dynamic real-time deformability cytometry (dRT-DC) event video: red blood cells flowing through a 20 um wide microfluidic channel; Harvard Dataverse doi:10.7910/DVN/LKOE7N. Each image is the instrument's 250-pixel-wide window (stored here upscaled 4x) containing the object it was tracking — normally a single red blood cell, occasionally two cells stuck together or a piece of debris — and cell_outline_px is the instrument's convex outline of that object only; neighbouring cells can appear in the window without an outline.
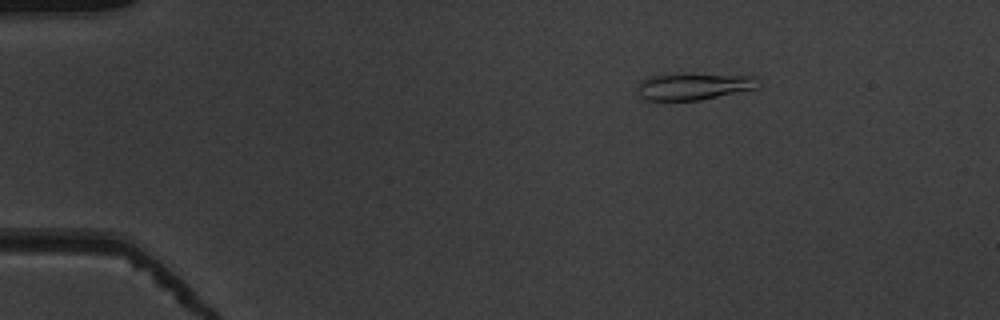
{"species": "common noctule bat (a hibernating species)", "species_latin": "Nyctalus noctula", "temperature_condition": "warm", "stored_images_in_passage": 45, "camera_frame_rate_fps": 3000, "um_per_image_px": 0.085, "animal": {"sex": "male", "body_mass_g": 19.5, "forearm_length_mm": 54.6}, "frame": {"image": 1, "passage_image": 1, "time_ms": 0.0, "image_size_px": [1000, 320], "cell_outline_px": [[764, 84], [760, 88], [700, 100], [644, 100], [640, 96], [636, 88], [648, 76], [676, 72], [692, 72], [756, 76]], "centroid_in_image_um": [59.06, 7.3], "position_along_channel_um": 25.9, "area_um2": 19.94}}
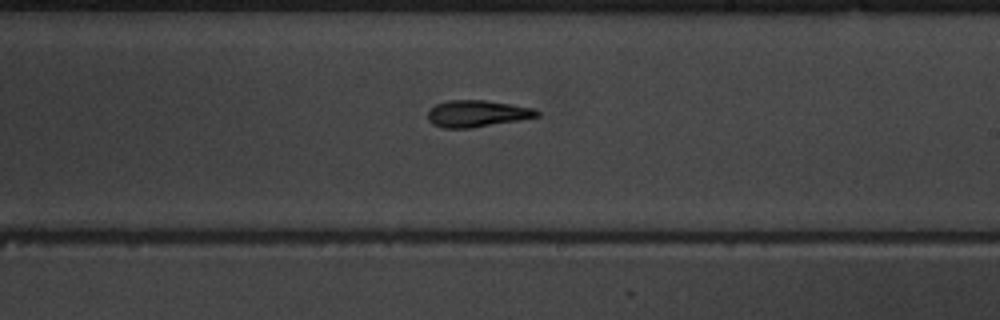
{"frame": {"image": 2, "passage_image": 24, "time_ms": 7.667, "image_size_px": [1000, 320], "cell_outline_px": [[540, 116], [520, 120], [472, 128], [444, 128], [432, 124], [428, 120], [428, 112], [436, 104], [448, 100], [484, 100], [512, 104], [536, 108], [540, 112]], "centroid_in_image_um": [40.59, 9.66], "position_along_channel_um": 248.4, "area_um2": 17.11}}
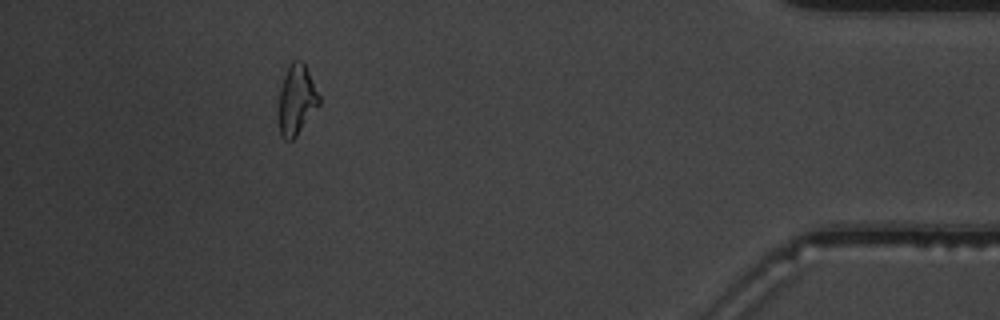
{"frame": {"image": 3, "passage_image": 40, "time_ms": 13.0, "image_size_px": [1000, 320], "cell_outline_px": [[320, 104], [296, 136], [292, 140], [284, 140], [280, 136], [280, 88], [288, 64], [292, 60], [300, 60], [304, 64], [320, 96]], "centroid_in_image_um": [25.22, 8.48], "position_along_channel_um": 410.0, "area_um2": 16.18}, "authors_computed_cell_mechanics": {"area_um2": 17.1666, "velocity_mm_per_s": 3.946, "shape_relaxation_time_tau1_ms": 4.3414, "shape_relaxation_time_tau2_ms": 6.3538, "deformation_change_tau1": 0.1469, "deformation_change_tau2": 0.1804}}